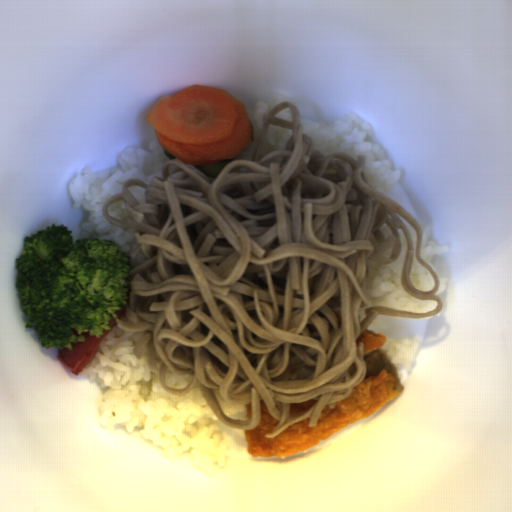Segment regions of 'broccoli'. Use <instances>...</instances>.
<instances>
[{"instance_id": "1", "label": "broccoli", "mask_w": 512, "mask_h": 512, "mask_svg": "<svg viewBox=\"0 0 512 512\" xmlns=\"http://www.w3.org/2000/svg\"><path fill=\"white\" fill-rule=\"evenodd\" d=\"M63 223L22 239L15 259L14 292L24 326L42 349H73L110 331L132 290L130 256L106 238L78 237Z\"/></svg>"}]
</instances>
